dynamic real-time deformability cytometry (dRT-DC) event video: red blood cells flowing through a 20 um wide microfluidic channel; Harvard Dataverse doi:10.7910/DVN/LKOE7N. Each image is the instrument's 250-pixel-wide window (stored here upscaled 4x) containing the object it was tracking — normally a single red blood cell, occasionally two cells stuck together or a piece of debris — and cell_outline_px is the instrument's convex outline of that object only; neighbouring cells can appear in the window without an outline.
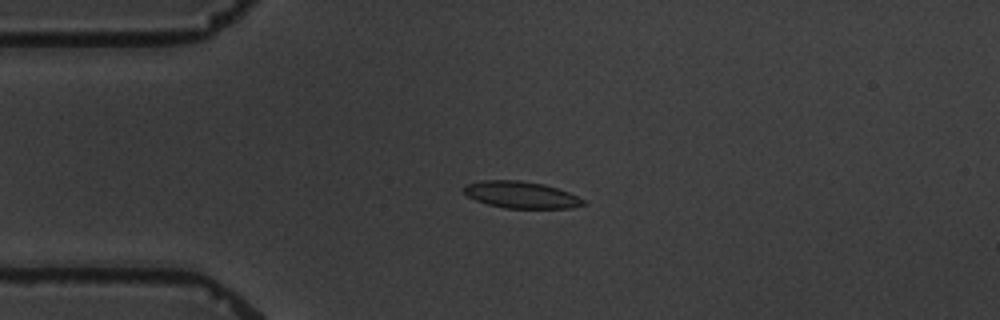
{"species": "common noctule bat (a hibernating species)", "species_latin": "Nyctalus noctula", "temperature_condition": "warm", "stored_images_in_passage": 4, "camera_frame_rate_fps": 3000, "um_per_image_px": 0.085, "animal": {"sex": "male", "body_mass_g": 19.5, "forearm_length_mm": 54.6}, "frame": {"image": 1, "passage_image": 3, "time_ms": 3.667, "image_size_px": [1000, 320], "cell_outline_px": [[588, 204], [572, 208], [504, 208], [488, 204], [476, 200], [468, 196], [464, 192], [464, 188], [468, 184], [484, 180], [520, 180], [544, 184], [568, 192], [584, 200]], "centroid_in_image_um": [44.33, 16.56], "position_along_channel_um": 40.7, "area_um2": 18.5}}